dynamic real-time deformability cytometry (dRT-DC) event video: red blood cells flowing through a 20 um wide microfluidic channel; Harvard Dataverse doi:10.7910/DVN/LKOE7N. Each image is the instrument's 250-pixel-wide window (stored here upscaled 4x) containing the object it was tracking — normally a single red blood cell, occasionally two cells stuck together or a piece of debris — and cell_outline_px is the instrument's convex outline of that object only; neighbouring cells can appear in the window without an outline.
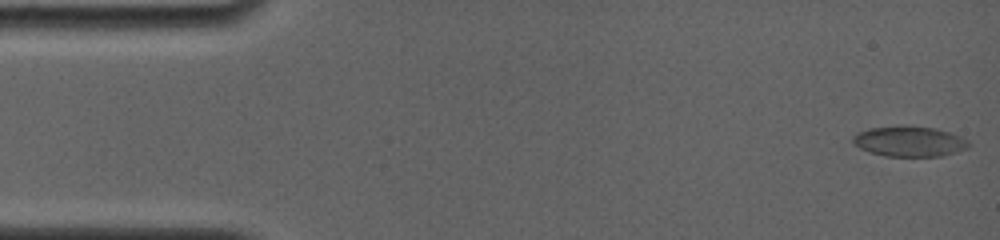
{"species": "common noctule bat (a hibernating species)", "species_latin": "Nyctalus noctula", "temperature_condition": "room temperature", "stored_images_in_passage": 38, "camera_frame_rate_fps": 4000, "um_per_image_px": 0.085, "animal": {"sex": "female", "body_mass_g": 19.0, "forearm_length_mm": 56.7}, "frame": {"image": 1, "passage_image": 1, "time_ms": 0.0, "image_size_px": [1000, 240], "cell_outline_px": [[972, 144], [968, 148], [956, 152], [940, 156], [884, 156], [860, 148], [852, 140], [852, 136], [856, 132], [868, 128], [904, 124], [936, 128], [960, 136], [968, 140]], "centroid_in_image_um": [77.3, 11.99], "position_along_channel_um": 7.7, "area_um2": 20.81}}
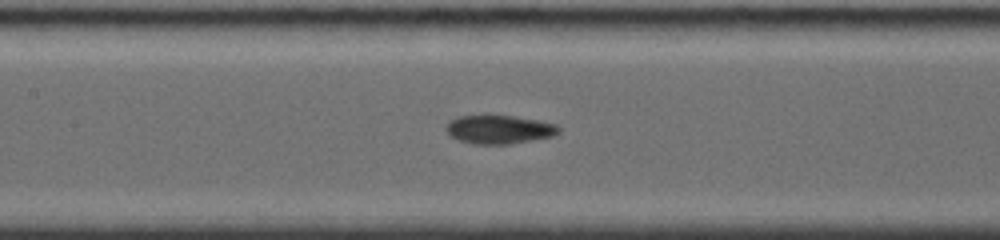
{"frame": {"image": 2, "passage_image": 17, "time_ms": 7.25, "image_size_px": [1000, 240], "cell_outline_px": [[560, 132], [552, 136], [512, 144], [472, 144], [460, 140], [452, 136], [444, 128], [452, 120], [460, 116], [512, 116], [536, 120], [556, 124], [560, 128]], "centroid_in_image_um": [42.45, 11.02], "position_along_channel_um": 164.9, "area_um2": 18.44}}
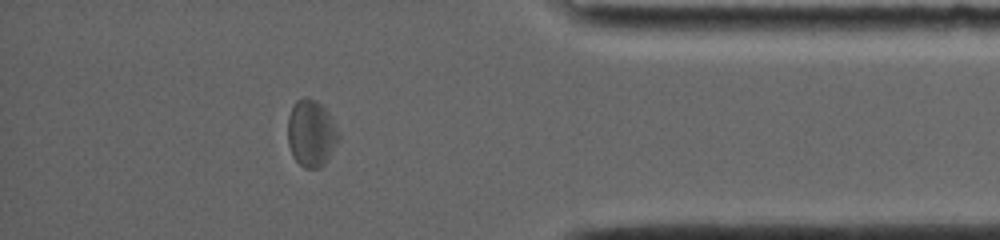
{"frame": {"image": 3, "passage_image": 33, "time_ms": 14.0, "image_size_px": [1000, 240], "cell_outline_px": [[340, 140], [328, 160], [320, 168], [304, 168], [292, 156], [288, 144], [288, 116], [292, 104], [296, 100], [304, 96], [316, 100], [324, 104], [332, 116], [340, 132]], "centroid_in_image_um": [26.49, 11.29], "position_along_channel_um": 408.7, "area_um2": 20.58}, "authors_computed_cell_mechanics": {"area_um2": 19.1607, "velocity_mm_per_s": 3.8342, "shape_relaxation_time_tau1_ms": 10.1892, "shape_relaxation_time_tau2_ms": 3.0735, "deformation_change_tau1": 0.1638, "deformation_change_tau2": 0.0876}}